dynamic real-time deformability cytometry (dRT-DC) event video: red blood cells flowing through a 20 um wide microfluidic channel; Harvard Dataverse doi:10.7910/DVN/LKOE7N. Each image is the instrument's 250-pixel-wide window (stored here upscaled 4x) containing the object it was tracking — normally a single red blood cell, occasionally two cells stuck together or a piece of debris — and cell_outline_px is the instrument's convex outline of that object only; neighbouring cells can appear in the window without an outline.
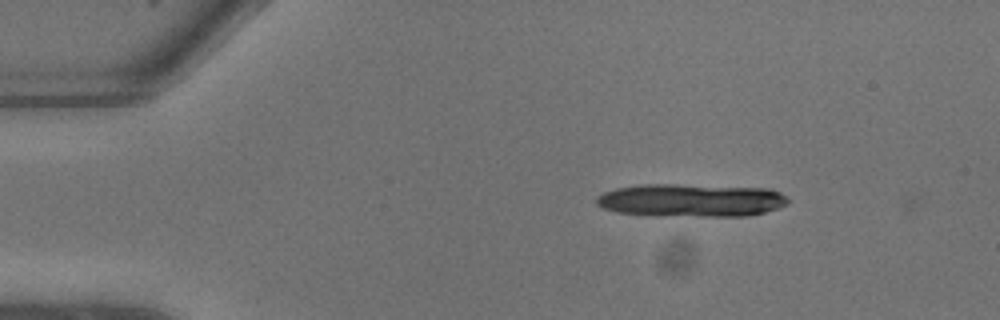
{"species": "common noctule bat (a hibernating species)", "species_latin": "Nyctalus noctula", "temperature_condition": "warm", "stored_images_in_passage": 6, "segment_of_instrument_passage": [1, 2], "camera_frame_rate_fps": 3000, "um_per_image_px": 0.085, "animal": {"sex": "male", "body_mass_g": 13.3}, "frame": {"image": 1, "passage_image": 1, "time_ms": 0.0, "image_size_px": [1000, 320], "cell_outline_px": [[788, 204], [780, 208], [748, 216], [700, 216], [616, 212], [604, 208], [596, 204], [596, 196], [604, 192], [616, 188], [640, 184], [676, 184], [772, 188], [780, 192], [788, 200]], "centroid_in_image_um": [58.8, 17.0], "position_along_channel_um": 26.2, "area_um2": 36.7}}